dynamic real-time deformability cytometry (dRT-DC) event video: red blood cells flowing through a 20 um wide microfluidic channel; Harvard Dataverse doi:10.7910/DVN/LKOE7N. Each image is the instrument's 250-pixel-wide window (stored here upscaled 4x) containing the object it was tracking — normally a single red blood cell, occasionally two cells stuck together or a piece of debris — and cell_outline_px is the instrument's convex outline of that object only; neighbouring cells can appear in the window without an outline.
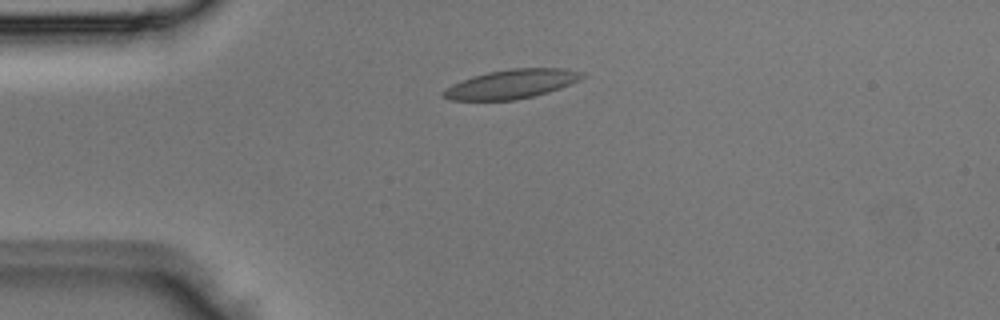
{"species": "Egyptian fruit bat (a non-hibernating species)", "species_latin": "Rousettus aegyptiacus", "temperature_condition": "room temperature", "stored_images_in_passage": 3, "camera_frame_rate_fps": 3000, "um_per_image_px": 0.085, "animal": {"sex": "male"}, "frame": {"image": 1, "passage_image": 2, "time_ms": 0.333, "image_size_px": [1000, 320], "cell_outline_px": [[588, 76], [580, 80], [560, 88], [548, 92], [516, 100], [448, 100], [440, 96], [440, 92], [444, 88], [452, 84], [488, 72], [512, 68], [568, 68], [584, 72]], "centroid_in_image_um": [43.5, 7.14], "position_along_channel_um": 41.5, "area_um2": 23.7}}